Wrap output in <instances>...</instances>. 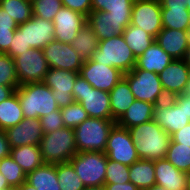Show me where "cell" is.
I'll return each instance as SVG.
<instances>
[{"label": "cell", "mask_w": 190, "mask_h": 190, "mask_svg": "<svg viewBox=\"0 0 190 190\" xmlns=\"http://www.w3.org/2000/svg\"><path fill=\"white\" fill-rule=\"evenodd\" d=\"M55 40L71 44L78 32L87 25V17L80 12L62 7L54 16Z\"/></svg>", "instance_id": "e0dca14e"}, {"label": "cell", "mask_w": 190, "mask_h": 190, "mask_svg": "<svg viewBox=\"0 0 190 190\" xmlns=\"http://www.w3.org/2000/svg\"><path fill=\"white\" fill-rule=\"evenodd\" d=\"M153 120L170 136L190 123L184 105H179L172 97L154 105Z\"/></svg>", "instance_id": "7c38bea8"}, {"label": "cell", "mask_w": 190, "mask_h": 190, "mask_svg": "<svg viewBox=\"0 0 190 190\" xmlns=\"http://www.w3.org/2000/svg\"><path fill=\"white\" fill-rule=\"evenodd\" d=\"M83 190H105L103 186L100 187H85Z\"/></svg>", "instance_id": "94428289"}, {"label": "cell", "mask_w": 190, "mask_h": 190, "mask_svg": "<svg viewBox=\"0 0 190 190\" xmlns=\"http://www.w3.org/2000/svg\"><path fill=\"white\" fill-rule=\"evenodd\" d=\"M26 182L37 190H61L58 182L56 164H43L26 174Z\"/></svg>", "instance_id": "484cf974"}, {"label": "cell", "mask_w": 190, "mask_h": 190, "mask_svg": "<svg viewBox=\"0 0 190 190\" xmlns=\"http://www.w3.org/2000/svg\"><path fill=\"white\" fill-rule=\"evenodd\" d=\"M155 42L174 60L183 59L189 46L188 31L162 28Z\"/></svg>", "instance_id": "44dd1931"}, {"label": "cell", "mask_w": 190, "mask_h": 190, "mask_svg": "<svg viewBox=\"0 0 190 190\" xmlns=\"http://www.w3.org/2000/svg\"><path fill=\"white\" fill-rule=\"evenodd\" d=\"M188 0H160L161 8L186 7Z\"/></svg>", "instance_id": "f5cc1de1"}, {"label": "cell", "mask_w": 190, "mask_h": 190, "mask_svg": "<svg viewBox=\"0 0 190 190\" xmlns=\"http://www.w3.org/2000/svg\"><path fill=\"white\" fill-rule=\"evenodd\" d=\"M19 85L43 82L49 66L42 49L30 48L14 58Z\"/></svg>", "instance_id": "9c48e42d"}, {"label": "cell", "mask_w": 190, "mask_h": 190, "mask_svg": "<svg viewBox=\"0 0 190 190\" xmlns=\"http://www.w3.org/2000/svg\"><path fill=\"white\" fill-rule=\"evenodd\" d=\"M0 7L13 18L17 25L32 18L33 8L30 0H0Z\"/></svg>", "instance_id": "836d02e7"}, {"label": "cell", "mask_w": 190, "mask_h": 190, "mask_svg": "<svg viewBox=\"0 0 190 190\" xmlns=\"http://www.w3.org/2000/svg\"><path fill=\"white\" fill-rule=\"evenodd\" d=\"M187 190H190V171L186 173Z\"/></svg>", "instance_id": "91938a15"}, {"label": "cell", "mask_w": 190, "mask_h": 190, "mask_svg": "<svg viewBox=\"0 0 190 190\" xmlns=\"http://www.w3.org/2000/svg\"><path fill=\"white\" fill-rule=\"evenodd\" d=\"M91 60L116 67L122 73L130 72L136 64V58L122 35L99 41Z\"/></svg>", "instance_id": "5b68a950"}, {"label": "cell", "mask_w": 190, "mask_h": 190, "mask_svg": "<svg viewBox=\"0 0 190 190\" xmlns=\"http://www.w3.org/2000/svg\"><path fill=\"white\" fill-rule=\"evenodd\" d=\"M7 188H12L6 178L0 173V190L7 189Z\"/></svg>", "instance_id": "db71d44e"}, {"label": "cell", "mask_w": 190, "mask_h": 190, "mask_svg": "<svg viewBox=\"0 0 190 190\" xmlns=\"http://www.w3.org/2000/svg\"><path fill=\"white\" fill-rule=\"evenodd\" d=\"M116 124L112 119L88 118L74 128L77 152H104L109 133Z\"/></svg>", "instance_id": "277c9868"}, {"label": "cell", "mask_w": 190, "mask_h": 190, "mask_svg": "<svg viewBox=\"0 0 190 190\" xmlns=\"http://www.w3.org/2000/svg\"><path fill=\"white\" fill-rule=\"evenodd\" d=\"M39 119L41 122L43 134H47L65 127L62 120L60 108L58 110L52 111L51 113L49 112Z\"/></svg>", "instance_id": "b9f144b4"}, {"label": "cell", "mask_w": 190, "mask_h": 190, "mask_svg": "<svg viewBox=\"0 0 190 190\" xmlns=\"http://www.w3.org/2000/svg\"><path fill=\"white\" fill-rule=\"evenodd\" d=\"M10 156L26 174L44 164L40 145H23L11 148Z\"/></svg>", "instance_id": "4316f807"}, {"label": "cell", "mask_w": 190, "mask_h": 190, "mask_svg": "<svg viewBox=\"0 0 190 190\" xmlns=\"http://www.w3.org/2000/svg\"><path fill=\"white\" fill-rule=\"evenodd\" d=\"M130 23L131 19L115 18L104 11H91L87 16V24L96 34L98 41L122 35Z\"/></svg>", "instance_id": "ffe728a7"}, {"label": "cell", "mask_w": 190, "mask_h": 190, "mask_svg": "<svg viewBox=\"0 0 190 190\" xmlns=\"http://www.w3.org/2000/svg\"><path fill=\"white\" fill-rule=\"evenodd\" d=\"M156 184L167 190H187L186 173L179 171L166 158L154 161Z\"/></svg>", "instance_id": "7402d4cb"}, {"label": "cell", "mask_w": 190, "mask_h": 190, "mask_svg": "<svg viewBox=\"0 0 190 190\" xmlns=\"http://www.w3.org/2000/svg\"><path fill=\"white\" fill-rule=\"evenodd\" d=\"M179 171H190V147L170 140L165 157Z\"/></svg>", "instance_id": "e575fe53"}, {"label": "cell", "mask_w": 190, "mask_h": 190, "mask_svg": "<svg viewBox=\"0 0 190 190\" xmlns=\"http://www.w3.org/2000/svg\"><path fill=\"white\" fill-rule=\"evenodd\" d=\"M0 173L13 188L19 187L26 181V173L10 155L0 160Z\"/></svg>", "instance_id": "8d00e7d4"}, {"label": "cell", "mask_w": 190, "mask_h": 190, "mask_svg": "<svg viewBox=\"0 0 190 190\" xmlns=\"http://www.w3.org/2000/svg\"><path fill=\"white\" fill-rule=\"evenodd\" d=\"M40 149L44 164L69 162L77 153L74 130L64 127L43 134L40 142Z\"/></svg>", "instance_id": "3957f363"}, {"label": "cell", "mask_w": 190, "mask_h": 190, "mask_svg": "<svg viewBox=\"0 0 190 190\" xmlns=\"http://www.w3.org/2000/svg\"><path fill=\"white\" fill-rule=\"evenodd\" d=\"M186 7H187L188 11L190 12V0L187 1Z\"/></svg>", "instance_id": "6125c7cd"}, {"label": "cell", "mask_w": 190, "mask_h": 190, "mask_svg": "<svg viewBox=\"0 0 190 190\" xmlns=\"http://www.w3.org/2000/svg\"><path fill=\"white\" fill-rule=\"evenodd\" d=\"M122 36L136 59L155 42L153 36L131 24L124 29Z\"/></svg>", "instance_id": "f1b7e54d"}, {"label": "cell", "mask_w": 190, "mask_h": 190, "mask_svg": "<svg viewBox=\"0 0 190 190\" xmlns=\"http://www.w3.org/2000/svg\"><path fill=\"white\" fill-rule=\"evenodd\" d=\"M13 41H11V45L7 54L11 58H15L18 55H22V53L27 52L31 47H27L23 34L20 33L18 29L15 30V34L13 36Z\"/></svg>", "instance_id": "7bdbcfd3"}, {"label": "cell", "mask_w": 190, "mask_h": 190, "mask_svg": "<svg viewBox=\"0 0 190 190\" xmlns=\"http://www.w3.org/2000/svg\"><path fill=\"white\" fill-rule=\"evenodd\" d=\"M16 190H37V189L25 181L19 187H17Z\"/></svg>", "instance_id": "11a10c76"}, {"label": "cell", "mask_w": 190, "mask_h": 190, "mask_svg": "<svg viewBox=\"0 0 190 190\" xmlns=\"http://www.w3.org/2000/svg\"><path fill=\"white\" fill-rule=\"evenodd\" d=\"M18 25L5 10L0 7V29L16 30Z\"/></svg>", "instance_id": "7dc6e473"}, {"label": "cell", "mask_w": 190, "mask_h": 190, "mask_svg": "<svg viewBox=\"0 0 190 190\" xmlns=\"http://www.w3.org/2000/svg\"><path fill=\"white\" fill-rule=\"evenodd\" d=\"M189 73L190 67L182 59H177L158 74L163 91L168 98L184 93Z\"/></svg>", "instance_id": "ac0fdd59"}, {"label": "cell", "mask_w": 190, "mask_h": 190, "mask_svg": "<svg viewBox=\"0 0 190 190\" xmlns=\"http://www.w3.org/2000/svg\"><path fill=\"white\" fill-rule=\"evenodd\" d=\"M174 59L154 42L141 56L136 59L134 68L161 73Z\"/></svg>", "instance_id": "603a6c76"}, {"label": "cell", "mask_w": 190, "mask_h": 190, "mask_svg": "<svg viewBox=\"0 0 190 190\" xmlns=\"http://www.w3.org/2000/svg\"><path fill=\"white\" fill-rule=\"evenodd\" d=\"M112 120L117 122L135 101L128 81L122 77L109 92Z\"/></svg>", "instance_id": "cb8c5ba5"}, {"label": "cell", "mask_w": 190, "mask_h": 190, "mask_svg": "<svg viewBox=\"0 0 190 190\" xmlns=\"http://www.w3.org/2000/svg\"><path fill=\"white\" fill-rule=\"evenodd\" d=\"M95 89L110 92L124 73L118 68L99 64L91 59L84 61L79 73Z\"/></svg>", "instance_id": "5bb4252c"}, {"label": "cell", "mask_w": 190, "mask_h": 190, "mask_svg": "<svg viewBox=\"0 0 190 190\" xmlns=\"http://www.w3.org/2000/svg\"><path fill=\"white\" fill-rule=\"evenodd\" d=\"M104 153L107 158L131 166L140 158L127 128L115 124L111 129Z\"/></svg>", "instance_id": "30bf717a"}, {"label": "cell", "mask_w": 190, "mask_h": 190, "mask_svg": "<svg viewBox=\"0 0 190 190\" xmlns=\"http://www.w3.org/2000/svg\"><path fill=\"white\" fill-rule=\"evenodd\" d=\"M62 120L65 127L76 128L83 121L89 118L88 113L84 110L82 105L78 102H73L72 104L60 108Z\"/></svg>", "instance_id": "74e56055"}, {"label": "cell", "mask_w": 190, "mask_h": 190, "mask_svg": "<svg viewBox=\"0 0 190 190\" xmlns=\"http://www.w3.org/2000/svg\"><path fill=\"white\" fill-rule=\"evenodd\" d=\"M49 68L79 72L83 60L69 43L52 41L42 49Z\"/></svg>", "instance_id": "9a60e30c"}, {"label": "cell", "mask_w": 190, "mask_h": 190, "mask_svg": "<svg viewBox=\"0 0 190 190\" xmlns=\"http://www.w3.org/2000/svg\"><path fill=\"white\" fill-rule=\"evenodd\" d=\"M69 162L85 187L104 186L107 166L104 152H77Z\"/></svg>", "instance_id": "52a82bcc"}, {"label": "cell", "mask_w": 190, "mask_h": 190, "mask_svg": "<svg viewBox=\"0 0 190 190\" xmlns=\"http://www.w3.org/2000/svg\"><path fill=\"white\" fill-rule=\"evenodd\" d=\"M72 94L74 102L80 103L90 118L112 119L109 92L95 89L80 74Z\"/></svg>", "instance_id": "8992f818"}, {"label": "cell", "mask_w": 190, "mask_h": 190, "mask_svg": "<svg viewBox=\"0 0 190 190\" xmlns=\"http://www.w3.org/2000/svg\"><path fill=\"white\" fill-rule=\"evenodd\" d=\"M140 159L159 160L166 157L171 136L154 120L128 129Z\"/></svg>", "instance_id": "6da1fadb"}, {"label": "cell", "mask_w": 190, "mask_h": 190, "mask_svg": "<svg viewBox=\"0 0 190 190\" xmlns=\"http://www.w3.org/2000/svg\"><path fill=\"white\" fill-rule=\"evenodd\" d=\"M182 60L190 67V44L185 51V55Z\"/></svg>", "instance_id": "9f6ffc18"}, {"label": "cell", "mask_w": 190, "mask_h": 190, "mask_svg": "<svg viewBox=\"0 0 190 190\" xmlns=\"http://www.w3.org/2000/svg\"><path fill=\"white\" fill-rule=\"evenodd\" d=\"M183 94H185V95H190V73H189L187 85H186V88H185V91H184Z\"/></svg>", "instance_id": "6f0895ef"}, {"label": "cell", "mask_w": 190, "mask_h": 190, "mask_svg": "<svg viewBox=\"0 0 190 190\" xmlns=\"http://www.w3.org/2000/svg\"><path fill=\"white\" fill-rule=\"evenodd\" d=\"M3 190H16V188H7V189H3Z\"/></svg>", "instance_id": "be15d7a7"}, {"label": "cell", "mask_w": 190, "mask_h": 190, "mask_svg": "<svg viewBox=\"0 0 190 190\" xmlns=\"http://www.w3.org/2000/svg\"><path fill=\"white\" fill-rule=\"evenodd\" d=\"M130 182L129 166L112 161L107 158L106 175L104 184L119 183L123 184Z\"/></svg>", "instance_id": "60d3db41"}, {"label": "cell", "mask_w": 190, "mask_h": 190, "mask_svg": "<svg viewBox=\"0 0 190 190\" xmlns=\"http://www.w3.org/2000/svg\"><path fill=\"white\" fill-rule=\"evenodd\" d=\"M130 24L156 38L163 28L160 0H134Z\"/></svg>", "instance_id": "8fae6325"}, {"label": "cell", "mask_w": 190, "mask_h": 190, "mask_svg": "<svg viewBox=\"0 0 190 190\" xmlns=\"http://www.w3.org/2000/svg\"><path fill=\"white\" fill-rule=\"evenodd\" d=\"M11 147L7 140L5 131L0 130V160L10 155Z\"/></svg>", "instance_id": "c3c4849f"}, {"label": "cell", "mask_w": 190, "mask_h": 190, "mask_svg": "<svg viewBox=\"0 0 190 190\" xmlns=\"http://www.w3.org/2000/svg\"><path fill=\"white\" fill-rule=\"evenodd\" d=\"M61 2L64 7L80 12L86 17L92 11V0H61Z\"/></svg>", "instance_id": "ee69618b"}, {"label": "cell", "mask_w": 190, "mask_h": 190, "mask_svg": "<svg viewBox=\"0 0 190 190\" xmlns=\"http://www.w3.org/2000/svg\"><path fill=\"white\" fill-rule=\"evenodd\" d=\"M11 148L23 145H40L43 137L39 118H24L19 124L5 130Z\"/></svg>", "instance_id": "d6986e66"}, {"label": "cell", "mask_w": 190, "mask_h": 190, "mask_svg": "<svg viewBox=\"0 0 190 190\" xmlns=\"http://www.w3.org/2000/svg\"><path fill=\"white\" fill-rule=\"evenodd\" d=\"M162 27L188 31L190 28V12L187 7L161 8Z\"/></svg>", "instance_id": "1f68e13d"}, {"label": "cell", "mask_w": 190, "mask_h": 190, "mask_svg": "<svg viewBox=\"0 0 190 190\" xmlns=\"http://www.w3.org/2000/svg\"><path fill=\"white\" fill-rule=\"evenodd\" d=\"M134 0H92V11L108 12L115 18L131 19Z\"/></svg>", "instance_id": "d6a6232c"}, {"label": "cell", "mask_w": 190, "mask_h": 190, "mask_svg": "<svg viewBox=\"0 0 190 190\" xmlns=\"http://www.w3.org/2000/svg\"><path fill=\"white\" fill-rule=\"evenodd\" d=\"M14 34L15 30L0 29V53L9 51Z\"/></svg>", "instance_id": "bcb514c9"}, {"label": "cell", "mask_w": 190, "mask_h": 190, "mask_svg": "<svg viewBox=\"0 0 190 190\" xmlns=\"http://www.w3.org/2000/svg\"><path fill=\"white\" fill-rule=\"evenodd\" d=\"M179 105H184V112L190 119V95L180 94L172 97Z\"/></svg>", "instance_id": "f907efd6"}, {"label": "cell", "mask_w": 190, "mask_h": 190, "mask_svg": "<svg viewBox=\"0 0 190 190\" xmlns=\"http://www.w3.org/2000/svg\"><path fill=\"white\" fill-rule=\"evenodd\" d=\"M79 72L49 68L43 83L50 87L59 108L66 107L74 102L73 85Z\"/></svg>", "instance_id": "4fadbf2b"}, {"label": "cell", "mask_w": 190, "mask_h": 190, "mask_svg": "<svg viewBox=\"0 0 190 190\" xmlns=\"http://www.w3.org/2000/svg\"><path fill=\"white\" fill-rule=\"evenodd\" d=\"M103 187L105 190H140L132 182L104 184Z\"/></svg>", "instance_id": "681fc988"}, {"label": "cell", "mask_w": 190, "mask_h": 190, "mask_svg": "<svg viewBox=\"0 0 190 190\" xmlns=\"http://www.w3.org/2000/svg\"><path fill=\"white\" fill-rule=\"evenodd\" d=\"M129 179L140 190H146L156 184L154 161L139 159L129 166Z\"/></svg>", "instance_id": "83f0119b"}, {"label": "cell", "mask_w": 190, "mask_h": 190, "mask_svg": "<svg viewBox=\"0 0 190 190\" xmlns=\"http://www.w3.org/2000/svg\"><path fill=\"white\" fill-rule=\"evenodd\" d=\"M16 92L24 118H41L59 109L52 90L43 82L19 85Z\"/></svg>", "instance_id": "7a4b0ae2"}, {"label": "cell", "mask_w": 190, "mask_h": 190, "mask_svg": "<svg viewBox=\"0 0 190 190\" xmlns=\"http://www.w3.org/2000/svg\"><path fill=\"white\" fill-rule=\"evenodd\" d=\"M171 140L190 147V123L173 133Z\"/></svg>", "instance_id": "f6af8a7d"}, {"label": "cell", "mask_w": 190, "mask_h": 190, "mask_svg": "<svg viewBox=\"0 0 190 190\" xmlns=\"http://www.w3.org/2000/svg\"><path fill=\"white\" fill-rule=\"evenodd\" d=\"M63 7L61 0H33V16L53 21L54 16Z\"/></svg>", "instance_id": "ab89813d"}, {"label": "cell", "mask_w": 190, "mask_h": 190, "mask_svg": "<svg viewBox=\"0 0 190 190\" xmlns=\"http://www.w3.org/2000/svg\"><path fill=\"white\" fill-rule=\"evenodd\" d=\"M146 190H167L166 188L162 187V186H159L157 184H155L154 186L146 189Z\"/></svg>", "instance_id": "680465c9"}, {"label": "cell", "mask_w": 190, "mask_h": 190, "mask_svg": "<svg viewBox=\"0 0 190 190\" xmlns=\"http://www.w3.org/2000/svg\"><path fill=\"white\" fill-rule=\"evenodd\" d=\"M0 85L19 86L14 59L0 53Z\"/></svg>", "instance_id": "f35d334b"}, {"label": "cell", "mask_w": 190, "mask_h": 190, "mask_svg": "<svg viewBox=\"0 0 190 190\" xmlns=\"http://www.w3.org/2000/svg\"><path fill=\"white\" fill-rule=\"evenodd\" d=\"M18 87L0 85V103L12 96Z\"/></svg>", "instance_id": "816d5d0a"}, {"label": "cell", "mask_w": 190, "mask_h": 190, "mask_svg": "<svg viewBox=\"0 0 190 190\" xmlns=\"http://www.w3.org/2000/svg\"><path fill=\"white\" fill-rule=\"evenodd\" d=\"M153 113L154 104L135 99L116 124L129 129L153 120Z\"/></svg>", "instance_id": "d4e9b609"}, {"label": "cell", "mask_w": 190, "mask_h": 190, "mask_svg": "<svg viewBox=\"0 0 190 190\" xmlns=\"http://www.w3.org/2000/svg\"><path fill=\"white\" fill-rule=\"evenodd\" d=\"M98 39L94 31L85 25L77 34L71 47L75 49L80 58L84 61L91 59L97 50Z\"/></svg>", "instance_id": "4dcf8cb0"}, {"label": "cell", "mask_w": 190, "mask_h": 190, "mask_svg": "<svg viewBox=\"0 0 190 190\" xmlns=\"http://www.w3.org/2000/svg\"><path fill=\"white\" fill-rule=\"evenodd\" d=\"M17 29L23 34L27 47L43 49L55 40L53 22L40 17L32 15L31 19L19 24Z\"/></svg>", "instance_id": "2e32d148"}, {"label": "cell", "mask_w": 190, "mask_h": 190, "mask_svg": "<svg viewBox=\"0 0 190 190\" xmlns=\"http://www.w3.org/2000/svg\"><path fill=\"white\" fill-rule=\"evenodd\" d=\"M188 36H189V44H190V28L188 30Z\"/></svg>", "instance_id": "e7e4bbea"}, {"label": "cell", "mask_w": 190, "mask_h": 190, "mask_svg": "<svg viewBox=\"0 0 190 190\" xmlns=\"http://www.w3.org/2000/svg\"><path fill=\"white\" fill-rule=\"evenodd\" d=\"M56 171L61 190H83L85 188L70 162L56 164Z\"/></svg>", "instance_id": "d590c367"}, {"label": "cell", "mask_w": 190, "mask_h": 190, "mask_svg": "<svg viewBox=\"0 0 190 190\" xmlns=\"http://www.w3.org/2000/svg\"><path fill=\"white\" fill-rule=\"evenodd\" d=\"M24 119L18 94L15 93L0 103V130L19 124Z\"/></svg>", "instance_id": "f546056e"}, {"label": "cell", "mask_w": 190, "mask_h": 190, "mask_svg": "<svg viewBox=\"0 0 190 190\" xmlns=\"http://www.w3.org/2000/svg\"><path fill=\"white\" fill-rule=\"evenodd\" d=\"M123 77L128 81L129 88L136 100L155 105L168 99L163 91L159 76L155 72L133 68L130 72L124 73Z\"/></svg>", "instance_id": "ba28073f"}]
</instances>
